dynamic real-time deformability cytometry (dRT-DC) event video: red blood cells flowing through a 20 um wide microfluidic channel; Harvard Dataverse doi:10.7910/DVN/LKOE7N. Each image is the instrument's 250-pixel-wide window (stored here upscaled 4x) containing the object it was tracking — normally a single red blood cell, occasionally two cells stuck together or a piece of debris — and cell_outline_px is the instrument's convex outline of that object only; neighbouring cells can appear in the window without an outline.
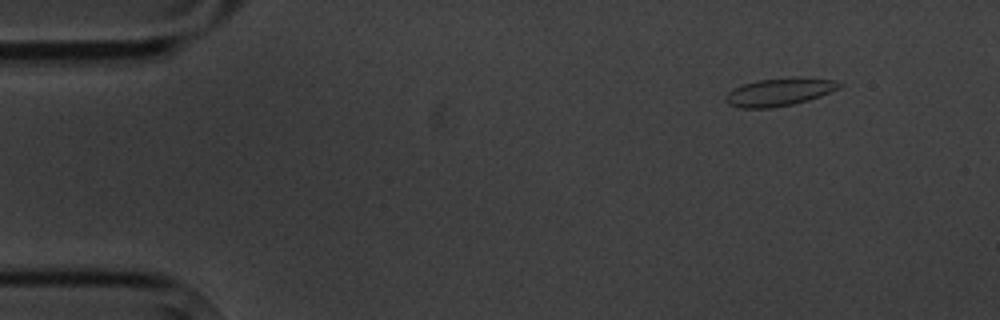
{"species": "common noctule bat (a hibernating species)", "species_latin": "Nyctalus noctula", "temperature_condition": "cold", "stored_images_in_passage": 4, "camera_frame_rate_fps": 3000, "um_per_image_px": 0.085, "animal": {"sex": "male", "body_mass_g": 20.1, "forearm_length_mm": 53.5}, "frame": {"image": 1, "passage_image": 1, "time_ms": 0.0, "image_size_px": [1000, 320], "cell_outline_px": [[844, 84], [840, 88], [820, 96], [808, 100], [792, 104], [772, 108], [740, 108], [728, 104], [724, 100], [724, 96], [728, 92], [744, 84], [760, 80], [796, 76], [832, 80]], "centroid_in_image_um": [66.25, 7.82], "position_along_channel_um": 18.8, "area_um2": 18.44}}
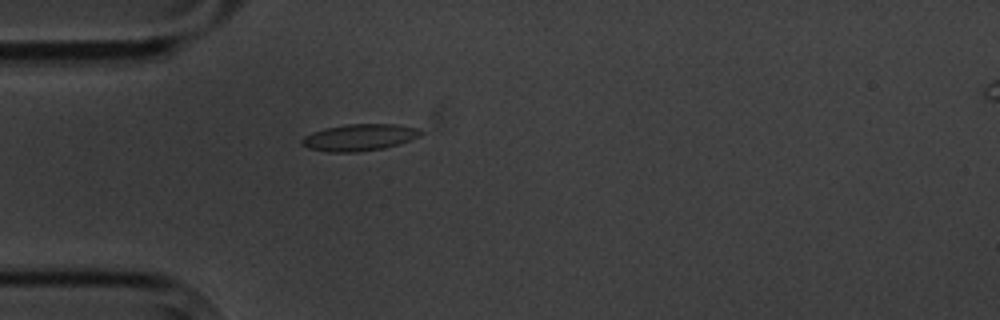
{"frame": {"image": 2, "passage_image": 4, "time_ms": 3.333, "image_size_px": [1000, 320], "cell_outline_px": [[424, 132], [420, 136], [412, 140], [384, 148], [356, 152], [328, 152], [308, 148], [300, 144], [300, 140], [304, 136], [312, 132], [324, 128], [344, 124], [396, 124], [420, 128]], "centroid_in_image_um": [30.55, 11.67], "position_along_channel_um": 54.4, "area_um2": 18.79}}